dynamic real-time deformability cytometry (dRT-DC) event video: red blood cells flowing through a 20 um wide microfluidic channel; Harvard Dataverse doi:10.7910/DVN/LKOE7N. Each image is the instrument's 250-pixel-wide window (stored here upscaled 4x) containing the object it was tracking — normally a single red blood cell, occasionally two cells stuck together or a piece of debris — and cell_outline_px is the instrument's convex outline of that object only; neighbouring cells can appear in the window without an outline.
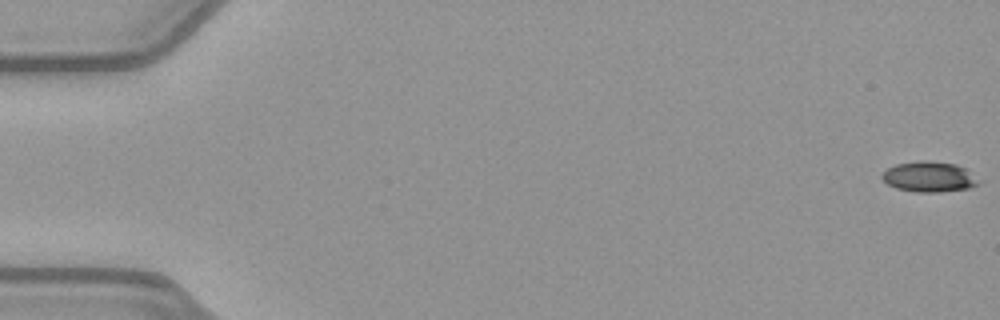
{"species": "common noctule bat (a hibernating species)", "species_latin": "Nyctalus noctula", "temperature_condition": "warm", "stored_images_in_passage": 53, "camera_frame_rate_fps": 3000, "um_per_image_px": 0.085, "animal": {"sex": "female", "body_mass_g": 21.9}, "frame": {"image": 1, "passage_image": 1, "time_ms": 0.0, "image_size_px": [1000, 320], "cell_outline_px": [[980, 184], [968, 188], [940, 192], [916, 192], [896, 188], [888, 184], [880, 176], [888, 168], [896, 164], [924, 160], [956, 164], [964, 168]], "centroid_in_image_um": [78.93, 15.03], "position_along_channel_um": 6.1, "area_um2": 16.76}}
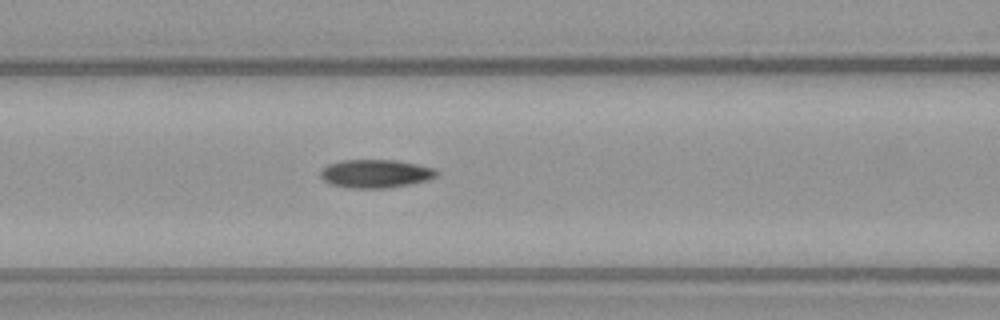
{"frame": {"image": 2, "passage_image": 23, "time_ms": 7.333, "image_size_px": [1000, 320], "cell_outline_px": [[440, 172], [436, 176], [428, 180], [408, 184], [384, 188], [352, 188], [328, 184], [320, 176], [320, 172], [328, 164], [340, 160], [396, 160], [436, 168]], "centroid_in_image_um": [31.92, 14.75], "position_along_channel_um": 134.7, "area_um2": 19.19}}
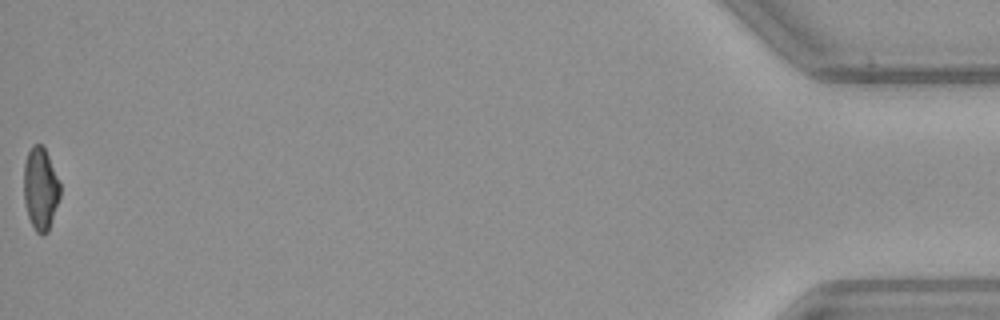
{"frame": {"image": 3, "passage_image": 53, "time_ms": 17.333, "image_size_px": [1000, 320], "cell_outline_px": [[60, 196], [48, 232], [44, 236], [40, 236], [36, 232], [28, 216], [24, 204], [24, 164], [28, 152], [32, 144], [40, 144], [44, 148], [48, 156], [60, 184]], "centroid_in_image_um": [3.43, 16.08], "position_along_channel_um": 431.8, "area_um2": 17.4}, "authors_computed_cell_mechanics": {"area_um2": 18.4382, "velocity_mm_per_s": 4.0003, "shape_relaxation_time_tau1_ms": 7.3611, "shape_relaxation_time_tau2_ms": 4.289, "deformation_change_tau1": 0.2033, "deformation_change_tau2": 0.111}}